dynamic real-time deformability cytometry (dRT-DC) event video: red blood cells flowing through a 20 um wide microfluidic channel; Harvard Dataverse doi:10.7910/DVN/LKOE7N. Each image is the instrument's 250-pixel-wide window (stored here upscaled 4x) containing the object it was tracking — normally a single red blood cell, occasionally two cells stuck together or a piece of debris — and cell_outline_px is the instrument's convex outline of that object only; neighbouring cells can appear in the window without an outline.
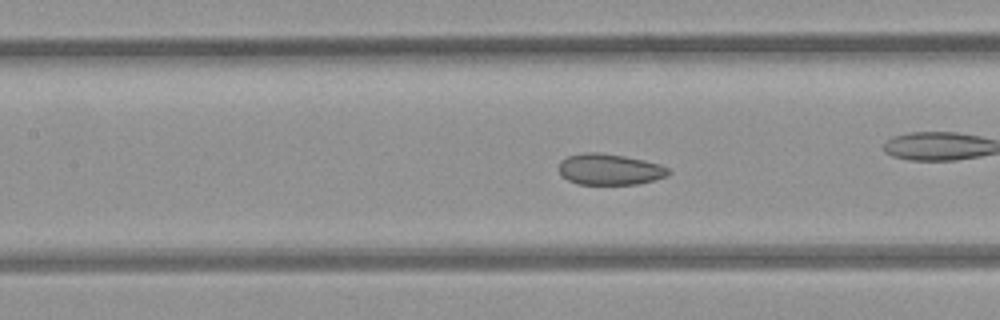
{"species": "common noctule bat (a hibernating species)", "species_latin": "Nyctalus noctula", "temperature_condition": "room temperature", "stored_images_in_passage": 53, "camera_frame_rate_fps": 3000, "um_per_image_px": 0.085, "animal": {"sex": "female", "body_mass_g": 21.9}, "frame": {"image": 1, "passage_image": 23, "time_ms": 7.333, "image_size_px": [1000, 320], "cell_outline_px": [[672, 172], [668, 176], [636, 184], [576, 184], [568, 180], [560, 172], [560, 160], [568, 156], [584, 152], [600, 152], [624, 156], [644, 160], [660, 164], [668, 168]], "centroid_in_image_um": [51.84, 14.39], "position_along_channel_um": 155.6, "area_um2": 19.83}}